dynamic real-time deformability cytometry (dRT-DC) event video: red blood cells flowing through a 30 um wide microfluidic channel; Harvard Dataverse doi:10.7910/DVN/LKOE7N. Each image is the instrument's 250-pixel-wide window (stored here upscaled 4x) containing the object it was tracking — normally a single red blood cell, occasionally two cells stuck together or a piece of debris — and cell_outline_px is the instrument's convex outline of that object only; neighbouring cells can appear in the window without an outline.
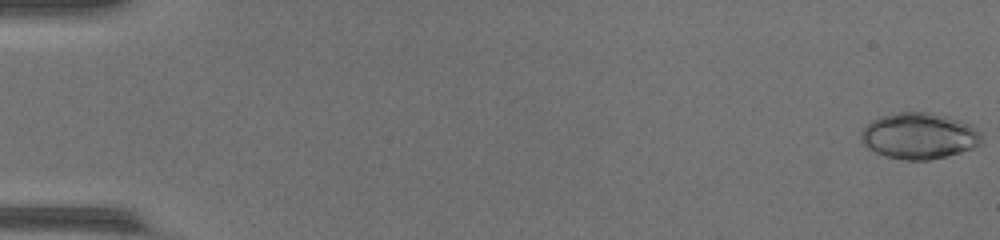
{"species": "common noctule bat (a hibernating species)", "species_latin": "Nyctalus noctula", "temperature_condition": "warm", "stored_images_in_passage": 48, "camera_frame_rate_fps": 3000, "um_per_image_px": 0.085, "animal": {"sex": "female", "body_mass_g": 17.0, "forearm_length_mm": 48.0}, "frame": {"image": 1, "passage_image": 1, "time_ms": 0.0, "image_size_px": [1000, 240], "cell_outline_px": [[980, 144], [972, 148], [948, 156], [928, 160], [904, 160], [884, 156], [868, 148], [860, 140], [860, 132], [872, 120], [880, 116], [896, 112], [932, 112], [948, 116], [972, 124], [980, 132]], "centroid_in_image_um": [78.11, 11.54], "position_along_channel_um": 6.9, "area_um2": 32.66}}
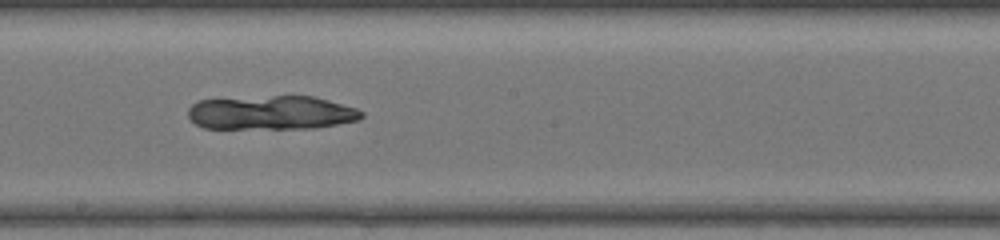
{"frame": {"image": 2, "passage_image": 28, "time_ms": 9.0, "image_size_px": [1000, 240], "cell_outline_px": [[364, 116], [360, 120], [312, 128], [204, 128], [196, 124], [188, 116], [188, 108], [192, 104], [200, 100], [272, 96], [312, 96], [328, 100], [356, 108], [364, 112]], "centroid_in_image_um": [23.08, 9.58], "position_along_channel_um": 225.1, "area_um2": 34.1}}
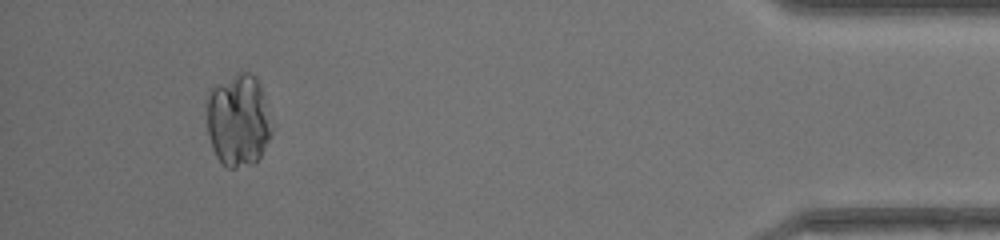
{"frame": {"image": 3, "passage_image": 45, "time_ms": 14.667, "image_size_px": [1000, 240], "cell_outline_px": [[272, 132], [260, 156], [252, 164], [232, 168], [228, 168], [216, 156], [212, 148], [208, 136], [204, 100], [208, 88], [236, 72], [248, 72], [256, 76], [264, 96], [272, 128]], "centroid_in_image_um": [20.18, 10.17], "position_along_channel_um": 415.0, "area_um2": 35.66}}